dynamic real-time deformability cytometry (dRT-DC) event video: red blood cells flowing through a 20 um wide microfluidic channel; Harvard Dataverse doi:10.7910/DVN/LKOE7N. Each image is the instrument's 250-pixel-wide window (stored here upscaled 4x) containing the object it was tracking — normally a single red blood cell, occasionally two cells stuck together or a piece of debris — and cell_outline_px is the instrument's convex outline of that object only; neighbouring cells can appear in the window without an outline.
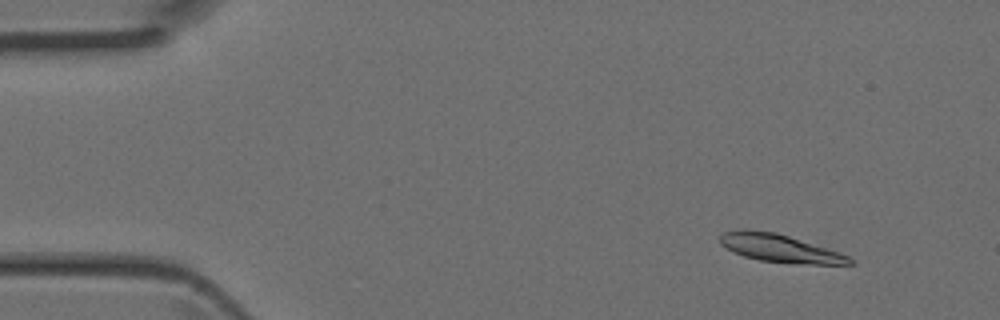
{"species": "Egyptian fruit bat (a non-hibernating species)", "species_latin": "Rousettus aegyptiacus", "temperature_condition": "room temperature", "stored_images_in_passage": 4, "camera_frame_rate_fps": 3000, "um_per_image_px": 0.085, "animal": {"sex": "female"}, "frame": {"image": 1, "passage_image": 2, "time_ms": 0.333, "image_size_px": [1000, 320], "cell_outline_px": [[856, 264], [796, 264], [760, 260], [744, 256], [720, 244], [720, 236], [724, 232], [744, 228], [776, 232], [840, 252], [848, 256]], "centroid_in_image_um": [66.29, 21.09], "position_along_channel_um": 18.7, "area_um2": 20.98}}
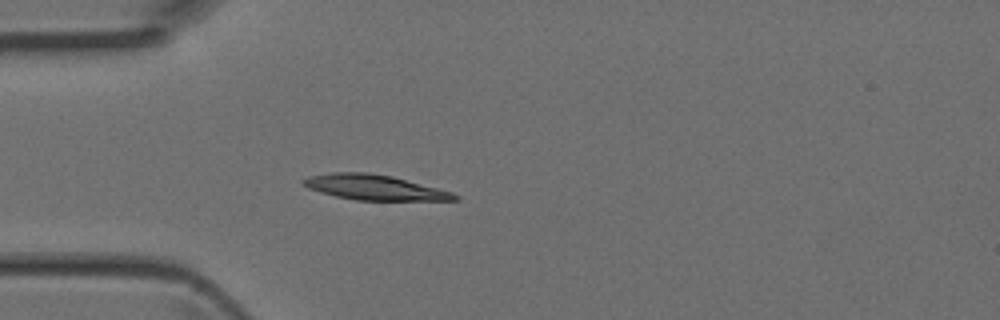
{"frame": {"image": 2, "passage_image": 4, "time_ms": 1.0, "image_size_px": [1000, 320], "cell_outline_px": [[460, 200], [356, 200], [336, 196], [320, 192], [308, 188], [300, 184], [300, 180], [308, 176], [332, 172], [368, 172], [392, 176], [452, 192], [460, 196]], "centroid_in_image_um": [31.78, 15.92], "position_along_channel_um": 53.2, "area_um2": 22.2}}